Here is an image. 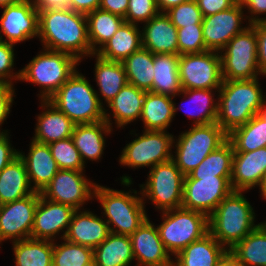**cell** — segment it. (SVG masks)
Here are the masks:
<instances>
[{
    "mask_svg": "<svg viewBox=\"0 0 266 266\" xmlns=\"http://www.w3.org/2000/svg\"><path fill=\"white\" fill-rule=\"evenodd\" d=\"M38 37L46 50L70 54L78 61L91 55L86 14L72 9L38 11Z\"/></svg>",
    "mask_w": 266,
    "mask_h": 266,
    "instance_id": "cell-1",
    "label": "cell"
},
{
    "mask_svg": "<svg viewBox=\"0 0 266 266\" xmlns=\"http://www.w3.org/2000/svg\"><path fill=\"white\" fill-rule=\"evenodd\" d=\"M218 92L216 123L230 134L258 114L265 100L257 79L223 80Z\"/></svg>",
    "mask_w": 266,
    "mask_h": 266,
    "instance_id": "cell-2",
    "label": "cell"
},
{
    "mask_svg": "<svg viewBox=\"0 0 266 266\" xmlns=\"http://www.w3.org/2000/svg\"><path fill=\"white\" fill-rule=\"evenodd\" d=\"M99 94L77 70L48 99L75 124H92L105 120L112 126Z\"/></svg>",
    "mask_w": 266,
    "mask_h": 266,
    "instance_id": "cell-3",
    "label": "cell"
},
{
    "mask_svg": "<svg viewBox=\"0 0 266 266\" xmlns=\"http://www.w3.org/2000/svg\"><path fill=\"white\" fill-rule=\"evenodd\" d=\"M242 191L225 197L208 217L209 233L227 250H231L259 224H254L255 213Z\"/></svg>",
    "mask_w": 266,
    "mask_h": 266,
    "instance_id": "cell-4",
    "label": "cell"
},
{
    "mask_svg": "<svg viewBox=\"0 0 266 266\" xmlns=\"http://www.w3.org/2000/svg\"><path fill=\"white\" fill-rule=\"evenodd\" d=\"M130 193L132 192L118 191L96 184L94 197L104 209L110 233L130 236L148 218L144 210L143 197L137 196V191L134 192L135 195Z\"/></svg>",
    "mask_w": 266,
    "mask_h": 266,
    "instance_id": "cell-5",
    "label": "cell"
},
{
    "mask_svg": "<svg viewBox=\"0 0 266 266\" xmlns=\"http://www.w3.org/2000/svg\"><path fill=\"white\" fill-rule=\"evenodd\" d=\"M78 62L70 54L44 49L21 70L20 80L42 86L41 100H48L75 73Z\"/></svg>",
    "mask_w": 266,
    "mask_h": 266,
    "instance_id": "cell-6",
    "label": "cell"
},
{
    "mask_svg": "<svg viewBox=\"0 0 266 266\" xmlns=\"http://www.w3.org/2000/svg\"><path fill=\"white\" fill-rule=\"evenodd\" d=\"M176 139L175 156L171 160L186 176L211 152L228 140V134L217 124L193 125Z\"/></svg>",
    "mask_w": 266,
    "mask_h": 266,
    "instance_id": "cell-7",
    "label": "cell"
},
{
    "mask_svg": "<svg viewBox=\"0 0 266 266\" xmlns=\"http://www.w3.org/2000/svg\"><path fill=\"white\" fill-rule=\"evenodd\" d=\"M164 220L157 230L161 241L171 255H177L193 241L209 232L208 217L198 211L184 208L163 211Z\"/></svg>",
    "mask_w": 266,
    "mask_h": 266,
    "instance_id": "cell-8",
    "label": "cell"
},
{
    "mask_svg": "<svg viewBox=\"0 0 266 266\" xmlns=\"http://www.w3.org/2000/svg\"><path fill=\"white\" fill-rule=\"evenodd\" d=\"M220 56L223 80L257 79L261 73L254 26L249 24L242 32L235 35L221 50Z\"/></svg>",
    "mask_w": 266,
    "mask_h": 266,
    "instance_id": "cell-9",
    "label": "cell"
},
{
    "mask_svg": "<svg viewBox=\"0 0 266 266\" xmlns=\"http://www.w3.org/2000/svg\"><path fill=\"white\" fill-rule=\"evenodd\" d=\"M184 177L172 160L157 164L150 168L147 182L140 185V194L162 212L181 208Z\"/></svg>",
    "mask_w": 266,
    "mask_h": 266,
    "instance_id": "cell-10",
    "label": "cell"
},
{
    "mask_svg": "<svg viewBox=\"0 0 266 266\" xmlns=\"http://www.w3.org/2000/svg\"><path fill=\"white\" fill-rule=\"evenodd\" d=\"M174 141L173 135L167 131L145 130L125 146L119 162L135 169L147 166L152 168L171 160Z\"/></svg>",
    "mask_w": 266,
    "mask_h": 266,
    "instance_id": "cell-11",
    "label": "cell"
},
{
    "mask_svg": "<svg viewBox=\"0 0 266 266\" xmlns=\"http://www.w3.org/2000/svg\"><path fill=\"white\" fill-rule=\"evenodd\" d=\"M182 89L219 90L222 79L221 56L216 51L179 55Z\"/></svg>",
    "mask_w": 266,
    "mask_h": 266,
    "instance_id": "cell-12",
    "label": "cell"
},
{
    "mask_svg": "<svg viewBox=\"0 0 266 266\" xmlns=\"http://www.w3.org/2000/svg\"><path fill=\"white\" fill-rule=\"evenodd\" d=\"M230 179L231 176L184 178L181 207L209 217L218 204L234 191Z\"/></svg>",
    "mask_w": 266,
    "mask_h": 266,
    "instance_id": "cell-13",
    "label": "cell"
},
{
    "mask_svg": "<svg viewBox=\"0 0 266 266\" xmlns=\"http://www.w3.org/2000/svg\"><path fill=\"white\" fill-rule=\"evenodd\" d=\"M83 175V171L59 169L40 194L50 201L79 210L85 201L93 199L96 186Z\"/></svg>",
    "mask_w": 266,
    "mask_h": 266,
    "instance_id": "cell-14",
    "label": "cell"
},
{
    "mask_svg": "<svg viewBox=\"0 0 266 266\" xmlns=\"http://www.w3.org/2000/svg\"><path fill=\"white\" fill-rule=\"evenodd\" d=\"M39 192L0 205V239L20 241L31 238Z\"/></svg>",
    "mask_w": 266,
    "mask_h": 266,
    "instance_id": "cell-15",
    "label": "cell"
},
{
    "mask_svg": "<svg viewBox=\"0 0 266 266\" xmlns=\"http://www.w3.org/2000/svg\"><path fill=\"white\" fill-rule=\"evenodd\" d=\"M2 8L0 41L14 45L38 36V10L32 0H22ZM1 33L6 40H3Z\"/></svg>",
    "mask_w": 266,
    "mask_h": 266,
    "instance_id": "cell-16",
    "label": "cell"
},
{
    "mask_svg": "<svg viewBox=\"0 0 266 266\" xmlns=\"http://www.w3.org/2000/svg\"><path fill=\"white\" fill-rule=\"evenodd\" d=\"M243 6L237 2L233 7L203 17L202 34L208 51L221 52L225 45L246 27H241Z\"/></svg>",
    "mask_w": 266,
    "mask_h": 266,
    "instance_id": "cell-17",
    "label": "cell"
},
{
    "mask_svg": "<svg viewBox=\"0 0 266 266\" xmlns=\"http://www.w3.org/2000/svg\"><path fill=\"white\" fill-rule=\"evenodd\" d=\"M74 211L72 206L47 200L39 193L31 238L54 241L52 238L65 229L60 237L64 239Z\"/></svg>",
    "mask_w": 266,
    "mask_h": 266,
    "instance_id": "cell-18",
    "label": "cell"
},
{
    "mask_svg": "<svg viewBox=\"0 0 266 266\" xmlns=\"http://www.w3.org/2000/svg\"><path fill=\"white\" fill-rule=\"evenodd\" d=\"M129 237L137 266H173L157 228L148 218Z\"/></svg>",
    "mask_w": 266,
    "mask_h": 266,
    "instance_id": "cell-19",
    "label": "cell"
},
{
    "mask_svg": "<svg viewBox=\"0 0 266 266\" xmlns=\"http://www.w3.org/2000/svg\"><path fill=\"white\" fill-rule=\"evenodd\" d=\"M266 173V147L249 152H234L231 186L234 191H247L260 186Z\"/></svg>",
    "mask_w": 266,
    "mask_h": 266,
    "instance_id": "cell-20",
    "label": "cell"
},
{
    "mask_svg": "<svg viewBox=\"0 0 266 266\" xmlns=\"http://www.w3.org/2000/svg\"><path fill=\"white\" fill-rule=\"evenodd\" d=\"M109 234V226L105 220L91 211L81 212L77 209L72 215L64 239L94 250Z\"/></svg>",
    "mask_w": 266,
    "mask_h": 266,
    "instance_id": "cell-21",
    "label": "cell"
},
{
    "mask_svg": "<svg viewBox=\"0 0 266 266\" xmlns=\"http://www.w3.org/2000/svg\"><path fill=\"white\" fill-rule=\"evenodd\" d=\"M141 32L142 47L153 54H178L177 27L165 12L145 23Z\"/></svg>",
    "mask_w": 266,
    "mask_h": 266,
    "instance_id": "cell-22",
    "label": "cell"
},
{
    "mask_svg": "<svg viewBox=\"0 0 266 266\" xmlns=\"http://www.w3.org/2000/svg\"><path fill=\"white\" fill-rule=\"evenodd\" d=\"M19 155L25 163L30 184H34L32 188L41 193L59 170L49 145L32 140L27 157L20 151Z\"/></svg>",
    "mask_w": 266,
    "mask_h": 266,
    "instance_id": "cell-23",
    "label": "cell"
},
{
    "mask_svg": "<svg viewBox=\"0 0 266 266\" xmlns=\"http://www.w3.org/2000/svg\"><path fill=\"white\" fill-rule=\"evenodd\" d=\"M41 103H43L41 104L43 110H47L38 115L35 136L32 140L49 145L52 142L71 137L75 123L48 100H42Z\"/></svg>",
    "mask_w": 266,
    "mask_h": 266,
    "instance_id": "cell-24",
    "label": "cell"
},
{
    "mask_svg": "<svg viewBox=\"0 0 266 266\" xmlns=\"http://www.w3.org/2000/svg\"><path fill=\"white\" fill-rule=\"evenodd\" d=\"M228 250L209 232L180 251L173 266H217Z\"/></svg>",
    "mask_w": 266,
    "mask_h": 266,
    "instance_id": "cell-25",
    "label": "cell"
},
{
    "mask_svg": "<svg viewBox=\"0 0 266 266\" xmlns=\"http://www.w3.org/2000/svg\"><path fill=\"white\" fill-rule=\"evenodd\" d=\"M20 155L0 172V205L35 193Z\"/></svg>",
    "mask_w": 266,
    "mask_h": 266,
    "instance_id": "cell-26",
    "label": "cell"
},
{
    "mask_svg": "<svg viewBox=\"0 0 266 266\" xmlns=\"http://www.w3.org/2000/svg\"><path fill=\"white\" fill-rule=\"evenodd\" d=\"M141 32L138 25L124 22L95 54L108 61L123 62L142 47Z\"/></svg>",
    "mask_w": 266,
    "mask_h": 266,
    "instance_id": "cell-27",
    "label": "cell"
},
{
    "mask_svg": "<svg viewBox=\"0 0 266 266\" xmlns=\"http://www.w3.org/2000/svg\"><path fill=\"white\" fill-rule=\"evenodd\" d=\"M111 130L105 120L92 124H75L71 138L84 164L85 159L97 161L101 158L105 146L103 135L110 134Z\"/></svg>",
    "mask_w": 266,
    "mask_h": 266,
    "instance_id": "cell-28",
    "label": "cell"
},
{
    "mask_svg": "<svg viewBox=\"0 0 266 266\" xmlns=\"http://www.w3.org/2000/svg\"><path fill=\"white\" fill-rule=\"evenodd\" d=\"M153 82L149 92L177 96L183 89L179 76L178 54H153Z\"/></svg>",
    "mask_w": 266,
    "mask_h": 266,
    "instance_id": "cell-29",
    "label": "cell"
},
{
    "mask_svg": "<svg viewBox=\"0 0 266 266\" xmlns=\"http://www.w3.org/2000/svg\"><path fill=\"white\" fill-rule=\"evenodd\" d=\"M172 99L168 95L146 92L140 116L145 130L165 131L168 128L178 110Z\"/></svg>",
    "mask_w": 266,
    "mask_h": 266,
    "instance_id": "cell-30",
    "label": "cell"
},
{
    "mask_svg": "<svg viewBox=\"0 0 266 266\" xmlns=\"http://www.w3.org/2000/svg\"><path fill=\"white\" fill-rule=\"evenodd\" d=\"M97 266H129L134 259L130 237L110 233L93 250Z\"/></svg>",
    "mask_w": 266,
    "mask_h": 266,
    "instance_id": "cell-31",
    "label": "cell"
},
{
    "mask_svg": "<svg viewBox=\"0 0 266 266\" xmlns=\"http://www.w3.org/2000/svg\"><path fill=\"white\" fill-rule=\"evenodd\" d=\"M146 91L127 83L120 92L108 103L111 108L117 127L140 118Z\"/></svg>",
    "mask_w": 266,
    "mask_h": 266,
    "instance_id": "cell-32",
    "label": "cell"
},
{
    "mask_svg": "<svg viewBox=\"0 0 266 266\" xmlns=\"http://www.w3.org/2000/svg\"><path fill=\"white\" fill-rule=\"evenodd\" d=\"M86 17L88 40L93 56L116 33L125 19L101 9L87 13Z\"/></svg>",
    "mask_w": 266,
    "mask_h": 266,
    "instance_id": "cell-33",
    "label": "cell"
},
{
    "mask_svg": "<svg viewBox=\"0 0 266 266\" xmlns=\"http://www.w3.org/2000/svg\"><path fill=\"white\" fill-rule=\"evenodd\" d=\"M96 56L95 78L100 93L107 104L128 82L122 62L108 61Z\"/></svg>",
    "mask_w": 266,
    "mask_h": 266,
    "instance_id": "cell-34",
    "label": "cell"
},
{
    "mask_svg": "<svg viewBox=\"0 0 266 266\" xmlns=\"http://www.w3.org/2000/svg\"><path fill=\"white\" fill-rule=\"evenodd\" d=\"M230 251L244 266H266V225L264 222L259 223Z\"/></svg>",
    "mask_w": 266,
    "mask_h": 266,
    "instance_id": "cell-35",
    "label": "cell"
},
{
    "mask_svg": "<svg viewBox=\"0 0 266 266\" xmlns=\"http://www.w3.org/2000/svg\"><path fill=\"white\" fill-rule=\"evenodd\" d=\"M53 242L51 240L24 239L14 241L16 266H52Z\"/></svg>",
    "mask_w": 266,
    "mask_h": 266,
    "instance_id": "cell-36",
    "label": "cell"
},
{
    "mask_svg": "<svg viewBox=\"0 0 266 266\" xmlns=\"http://www.w3.org/2000/svg\"><path fill=\"white\" fill-rule=\"evenodd\" d=\"M234 152H249L266 147V120L258 113L246 124L228 134Z\"/></svg>",
    "mask_w": 266,
    "mask_h": 266,
    "instance_id": "cell-37",
    "label": "cell"
},
{
    "mask_svg": "<svg viewBox=\"0 0 266 266\" xmlns=\"http://www.w3.org/2000/svg\"><path fill=\"white\" fill-rule=\"evenodd\" d=\"M127 82L149 92L153 82V53L141 47L122 62Z\"/></svg>",
    "mask_w": 266,
    "mask_h": 266,
    "instance_id": "cell-38",
    "label": "cell"
},
{
    "mask_svg": "<svg viewBox=\"0 0 266 266\" xmlns=\"http://www.w3.org/2000/svg\"><path fill=\"white\" fill-rule=\"evenodd\" d=\"M233 154V144L227 140L217 150L208 154L206 158L184 178L231 176Z\"/></svg>",
    "mask_w": 266,
    "mask_h": 266,
    "instance_id": "cell-39",
    "label": "cell"
},
{
    "mask_svg": "<svg viewBox=\"0 0 266 266\" xmlns=\"http://www.w3.org/2000/svg\"><path fill=\"white\" fill-rule=\"evenodd\" d=\"M212 92L213 89H183L180 94H178L186 95L187 98L189 97V100H191L188 102H191V104H197L198 106L199 110H195L193 113L186 112L189 118L197 116L195 117L196 120L193 122V125H206L210 123H216L218 114V102H215L214 98L212 99Z\"/></svg>",
    "mask_w": 266,
    "mask_h": 266,
    "instance_id": "cell-40",
    "label": "cell"
},
{
    "mask_svg": "<svg viewBox=\"0 0 266 266\" xmlns=\"http://www.w3.org/2000/svg\"><path fill=\"white\" fill-rule=\"evenodd\" d=\"M93 259V249L64 239L62 244L53 243L52 266H82Z\"/></svg>",
    "mask_w": 266,
    "mask_h": 266,
    "instance_id": "cell-41",
    "label": "cell"
},
{
    "mask_svg": "<svg viewBox=\"0 0 266 266\" xmlns=\"http://www.w3.org/2000/svg\"><path fill=\"white\" fill-rule=\"evenodd\" d=\"M49 149L59 169L84 170L85 164L71 137L50 143Z\"/></svg>",
    "mask_w": 266,
    "mask_h": 266,
    "instance_id": "cell-42",
    "label": "cell"
},
{
    "mask_svg": "<svg viewBox=\"0 0 266 266\" xmlns=\"http://www.w3.org/2000/svg\"><path fill=\"white\" fill-rule=\"evenodd\" d=\"M177 33L178 55L208 51L203 40L202 24H193V26L178 28Z\"/></svg>",
    "mask_w": 266,
    "mask_h": 266,
    "instance_id": "cell-43",
    "label": "cell"
},
{
    "mask_svg": "<svg viewBox=\"0 0 266 266\" xmlns=\"http://www.w3.org/2000/svg\"><path fill=\"white\" fill-rule=\"evenodd\" d=\"M171 22L178 28L202 24L203 15L195 0H188L182 4L171 7L165 12Z\"/></svg>",
    "mask_w": 266,
    "mask_h": 266,
    "instance_id": "cell-44",
    "label": "cell"
},
{
    "mask_svg": "<svg viewBox=\"0 0 266 266\" xmlns=\"http://www.w3.org/2000/svg\"><path fill=\"white\" fill-rule=\"evenodd\" d=\"M160 13L157 0H129L125 22L137 25L139 22L146 23Z\"/></svg>",
    "mask_w": 266,
    "mask_h": 266,
    "instance_id": "cell-45",
    "label": "cell"
},
{
    "mask_svg": "<svg viewBox=\"0 0 266 266\" xmlns=\"http://www.w3.org/2000/svg\"><path fill=\"white\" fill-rule=\"evenodd\" d=\"M13 47V44L0 41V81L11 85H13L11 79L20 80L21 76V70L18 73L11 71L13 70L15 59Z\"/></svg>",
    "mask_w": 266,
    "mask_h": 266,
    "instance_id": "cell-46",
    "label": "cell"
},
{
    "mask_svg": "<svg viewBox=\"0 0 266 266\" xmlns=\"http://www.w3.org/2000/svg\"><path fill=\"white\" fill-rule=\"evenodd\" d=\"M257 33L258 66L262 75H266V20L252 23Z\"/></svg>",
    "mask_w": 266,
    "mask_h": 266,
    "instance_id": "cell-47",
    "label": "cell"
},
{
    "mask_svg": "<svg viewBox=\"0 0 266 266\" xmlns=\"http://www.w3.org/2000/svg\"><path fill=\"white\" fill-rule=\"evenodd\" d=\"M13 85L1 82L0 83V126L6 120L8 114L10 113V108L13 103V95H14ZM0 130V133H7Z\"/></svg>",
    "mask_w": 266,
    "mask_h": 266,
    "instance_id": "cell-48",
    "label": "cell"
},
{
    "mask_svg": "<svg viewBox=\"0 0 266 266\" xmlns=\"http://www.w3.org/2000/svg\"><path fill=\"white\" fill-rule=\"evenodd\" d=\"M203 15L207 17L216 14L220 11L227 10L233 7L237 0H195Z\"/></svg>",
    "mask_w": 266,
    "mask_h": 266,
    "instance_id": "cell-49",
    "label": "cell"
},
{
    "mask_svg": "<svg viewBox=\"0 0 266 266\" xmlns=\"http://www.w3.org/2000/svg\"><path fill=\"white\" fill-rule=\"evenodd\" d=\"M18 155L19 151L11 148L8 133H0V172Z\"/></svg>",
    "mask_w": 266,
    "mask_h": 266,
    "instance_id": "cell-50",
    "label": "cell"
},
{
    "mask_svg": "<svg viewBox=\"0 0 266 266\" xmlns=\"http://www.w3.org/2000/svg\"><path fill=\"white\" fill-rule=\"evenodd\" d=\"M240 3L242 4L243 7L248 8L247 10L251 14V18L249 17V24L261 21V20H266L265 18H259L260 14H265L266 13V0H241ZM255 16L254 15H257Z\"/></svg>",
    "mask_w": 266,
    "mask_h": 266,
    "instance_id": "cell-51",
    "label": "cell"
},
{
    "mask_svg": "<svg viewBox=\"0 0 266 266\" xmlns=\"http://www.w3.org/2000/svg\"><path fill=\"white\" fill-rule=\"evenodd\" d=\"M129 0H101L99 9L125 17Z\"/></svg>",
    "mask_w": 266,
    "mask_h": 266,
    "instance_id": "cell-52",
    "label": "cell"
},
{
    "mask_svg": "<svg viewBox=\"0 0 266 266\" xmlns=\"http://www.w3.org/2000/svg\"><path fill=\"white\" fill-rule=\"evenodd\" d=\"M101 0H69V9L87 14L99 9Z\"/></svg>",
    "mask_w": 266,
    "mask_h": 266,
    "instance_id": "cell-53",
    "label": "cell"
},
{
    "mask_svg": "<svg viewBox=\"0 0 266 266\" xmlns=\"http://www.w3.org/2000/svg\"><path fill=\"white\" fill-rule=\"evenodd\" d=\"M32 2L38 11L69 8V0H32Z\"/></svg>",
    "mask_w": 266,
    "mask_h": 266,
    "instance_id": "cell-54",
    "label": "cell"
},
{
    "mask_svg": "<svg viewBox=\"0 0 266 266\" xmlns=\"http://www.w3.org/2000/svg\"><path fill=\"white\" fill-rule=\"evenodd\" d=\"M217 266H244L232 253L228 250L221 258Z\"/></svg>",
    "mask_w": 266,
    "mask_h": 266,
    "instance_id": "cell-55",
    "label": "cell"
},
{
    "mask_svg": "<svg viewBox=\"0 0 266 266\" xmlns=\"http://www.w3.org/2000/svg\"><path fill=\"white\" fill-rule=\"evenodd\" d=\"M188 0H157V5L160 10V12H166L171 7L177 6L179 4H182Z\"/></svg>",
    "mask_w": 266,
    "mask_h": 266,
    "instance_id": "cell-56",
    "label": "cell"
},
{
    "mask_svg": "<svg viewBox=\"0 0 266 266\" xmlns=\"http://www.w3.org/2000/svg\"><path fill=\"white\" fill-rule=\"evenodd\" d=\"M261 190V195L264 199H266V173L264 174L263 180L259 186Z\"/></svg>",
    "mask_w": 266,
    "mask_h": 266,
    "instance_id": "cell-57",
    "label": "cell"
},
{
    "mask_svg": "<svg viewBox=\"0 0 266 266\" xmlns=\"http://www.w3.org/2000/svg\"><path fill=\"white\" fill-rule=\"evenodd\" d=\"M22 0H0V7H5L13 4L20 3Z\"/></svg>",
    "mask_w": 266,
    "mask_h": 266,
    "instance_id": "cell-58",
    "label": "cell"
},
{
    "mask_svg": "<svg viewBox=\"0 0 266 266\" xmlns=\"http://www.w3.org/2000/svg\"><path fill=\"white\" fill-rule=\"evenodd\" d=\"M259 114L266 120V99L264 100L263 105L260 108Z\"/></svg>",
    "mask_w": 266,
    "mask_h": 266,
    "instance_id": "cell-59",
    "label": "cell"
},
{
    "mask_svg": "<svg viewBox=\"0 0 266 266\" xmlns=\"http://www.w3.org/2000/svg\"><path fill=\"white\" fill-rule=\"evenodd\" d=\"M82 266H97L95 259L93 258L90 262L82 265Z\"/></svg>",
    "mask_w": 266,
    "mask_h": 266,
    "instance_id": "cell-60",
    "label": "cell"
}]
</instances>
